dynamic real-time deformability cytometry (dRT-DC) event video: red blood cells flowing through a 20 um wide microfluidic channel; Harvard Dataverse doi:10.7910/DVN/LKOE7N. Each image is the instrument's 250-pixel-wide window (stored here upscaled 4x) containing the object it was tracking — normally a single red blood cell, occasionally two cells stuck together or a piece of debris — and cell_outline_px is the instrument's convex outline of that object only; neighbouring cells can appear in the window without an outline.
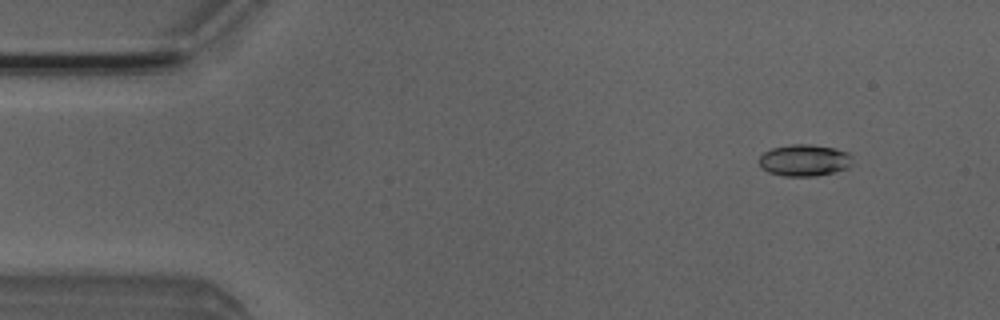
{"species": "Egyptian fruit bat (a non-hibernating species)", "species_latin": "Rousettus aegyptiacus", "temperature_condition": "room temperature", "stored_images_in_passage": 51, "camera_frame_rate_fps": 3000, "um_per_image_px": 0.085, "animal": {"sex": "male"}, "frame": {"image": 1, "passage_image": 5, "time_ms": 1.333, "image_size_px": [1000, 320], "cell_outline_px": [[852, 156], [848, 168], [832, 172], [812, 176], [784, 176], [768, 172], [760, 164], [760, 156], [764, 152], [772, 148], [792, 144], [808, 144], [836, 148], [848, 152]], "centroid_in_image_um": [68.38, 13.61], "position_along_channel_um": 16.6, "area_um2": 17.05}}
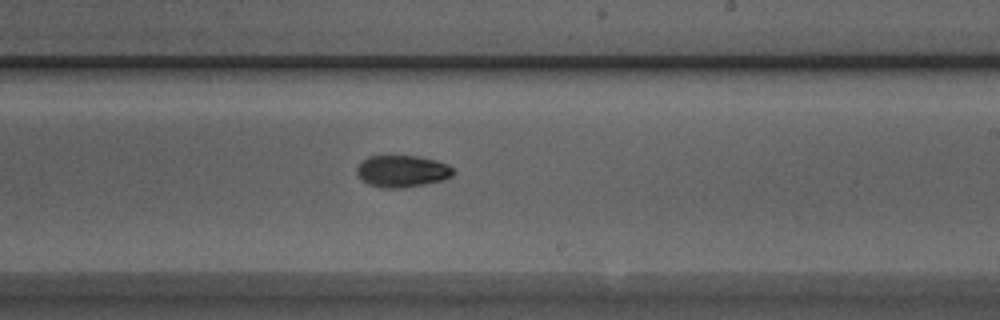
{"frame": {"image": 2, "passage_image": 30, "time_ms": 9.667, "image_size_px": [1000, 320], "cell_outline_px": [[456, 172], [452, 176], [440, 180], [424, 184], [400, 188], [384, 188], [368, 184], [360, 180], [356, 172], [356, 168], [368, 156], [420, 156], [436, 160], [448, 164]], "centroid_in_image_um": [34.17, 14.55], "position_along_channel_um": 254.8, "area_um2": 17.92}}
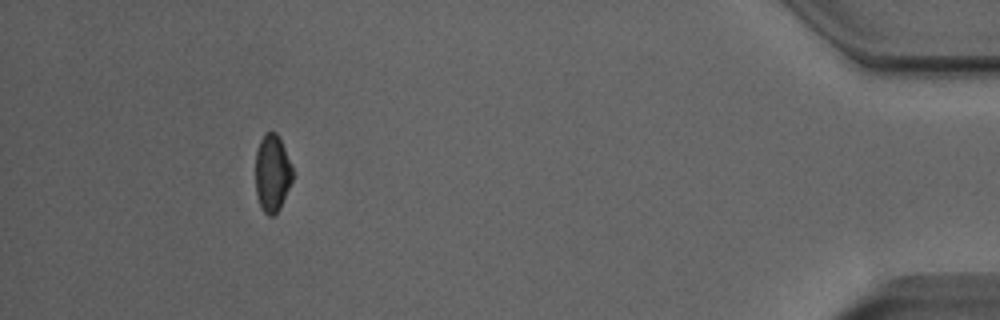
{"frame": {"image": 3, "passage_image": 47, "time_ms": 15.333, "image_size_px": [1000, 320], "cell_outline_px": [[292, 180], [280, 208], [272, 216], [268, 216], [264, 212], [256, 196], [256, 152], [260, 140], [264, 132], [276, 132], [292, 164]], "centroid_in_image_um": [23.13, 14.71], "position_along_channel_um": 412.1, "area_um2": 16.59}, "authors_computed_cell_mechanics": {"area_um2": 17.5134, "velocity_mm_per_s": 3.9662, "shape_relaxation_time_tau1_ms": 3.598, "shape_relaxation_time_tau2_ms": null, "deformation_change_tau1": 0.1069, "deformation_change_tau2": null}}